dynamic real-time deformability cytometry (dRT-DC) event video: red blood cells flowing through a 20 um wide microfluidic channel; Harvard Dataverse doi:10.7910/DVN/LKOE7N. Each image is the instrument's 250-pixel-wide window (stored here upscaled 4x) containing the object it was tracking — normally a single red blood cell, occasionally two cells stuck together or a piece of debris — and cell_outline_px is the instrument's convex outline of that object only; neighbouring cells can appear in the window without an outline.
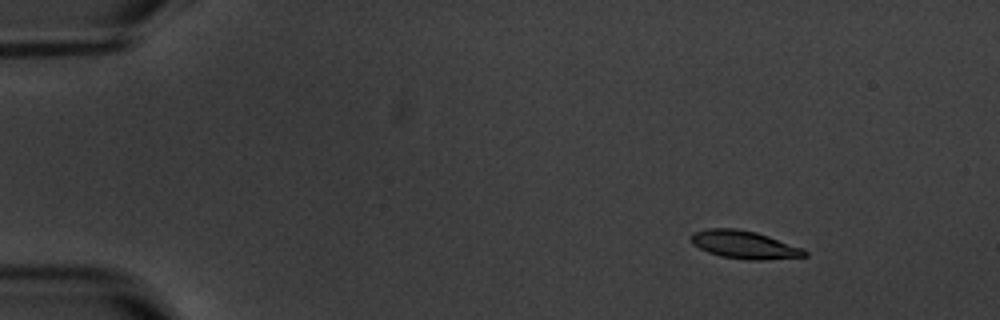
{"species": "common noctule bat (a hibernating species)", "species_latin": "Nyctalus noctula", "temperature_condition": "warm", "stored_images_in_passage": 5, "camera_frame_rate_fps": 3000, "um_per_image_px": 0.085, "animal": {"sex": "male", "body_mass_g": 20.1, "forearm_length_mm": 53.5}, "frame": {"image": 1, "passage_image": 2, "time_ms": 1.333, "image_size_px": [1000, 320], "cell_outline_px": [[808, 256], [764, 260], [748, 260], [720, 256], [708, 252], [692, 244], [688, 236], [692, 232], [708, 228], [736, 228], [756, 232], [804, 248], [808, 252]], "centroid_in_image_um": [63.25, 20.79], "position_along_channel_um": 21.7, "area_um2": 18.73}}
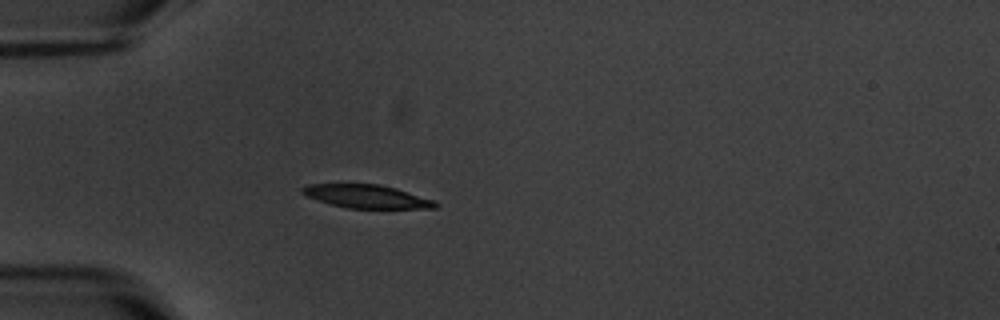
{"frame": {"image": 2, "passage_image": 4, "time_ms": 4.667, "image_size_px": [1000, 320], "cell_outline_px": [[440, 204], [436, 208], [348, 208], [332, 204], [308, 196], [300, 192], [300, 188], [308, 184], [380, 184], [396, 188], [436, 200]], "centroid_in_image_um": [31.23, 16.69], "position_along_channel_um": 53.8, "area_um2": 18.03}}